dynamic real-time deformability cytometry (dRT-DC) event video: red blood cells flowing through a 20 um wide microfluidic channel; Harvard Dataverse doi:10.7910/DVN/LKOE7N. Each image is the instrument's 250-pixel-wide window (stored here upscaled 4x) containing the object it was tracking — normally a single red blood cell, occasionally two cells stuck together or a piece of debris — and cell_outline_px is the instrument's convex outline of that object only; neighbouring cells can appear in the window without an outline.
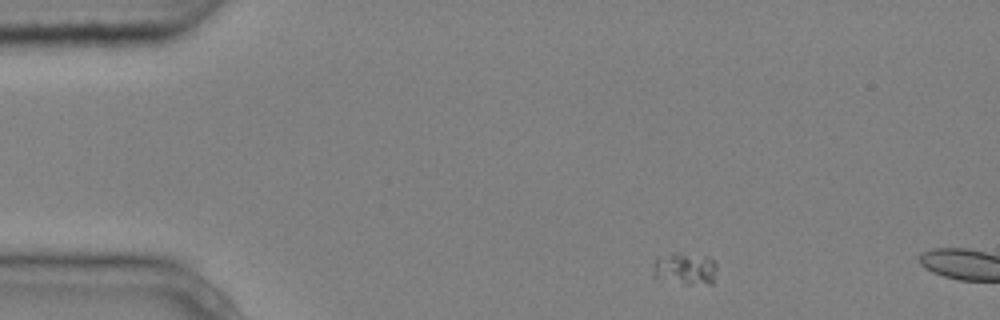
{"species": "common noctule bat (a hibernating species)", "species_latin": "Nyctalus noctula", "temperature_condition": "cold", "stored_images_in_passage": 2, "segment_of_instrument_passage": [1, 2], "camera_frame_rate_fps": 3000, "um_per_image_px": 0.085, "animal": {"sex": "male", "body_mass_g": 20.4}, "frame": {"image": 1, "passage_image": 1, "time_ms": 0.0, "image_size_px": [1000, 320], "cell_outline_px": [[716, 268], [712, 284], [684, 284], [656, 280], [652, 276], [656, 260], [672, 256], [708, 256], [716, 264]], "centroid_in_image_um": [58.25, 22.94], "position_along_channel_um": 26.7, "area_um2": 11.33}}